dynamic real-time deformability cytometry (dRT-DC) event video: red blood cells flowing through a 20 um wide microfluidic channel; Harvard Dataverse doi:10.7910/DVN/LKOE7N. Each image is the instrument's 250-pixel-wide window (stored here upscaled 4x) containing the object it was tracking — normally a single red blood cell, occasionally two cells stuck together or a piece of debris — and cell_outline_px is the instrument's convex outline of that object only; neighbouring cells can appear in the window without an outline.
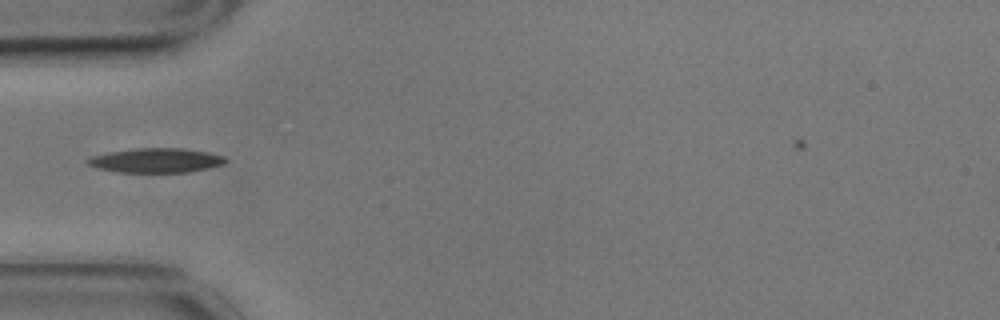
{"species": "common noctule bat (a hibernating species)", "species_latin": "Nyctalus noctula", "temperature_condition": "cold", "stored_images_in_passage": 6, "camera_frame_rate_fps": 3000, "um_per_image_px": 0.085, "animal": {"sex": "male", "body_mass_g": 17.9}, "frame": {"image": 1, "passage_image": 1, "time_ms": 0.0, "image_size_px": [1000, 320], "cell_outline_px": [[228, 160], [224, 164], [208, 168], [188, 172], [120, 172], [96, 168], [84, 164], [84, 160], [92, 156], [108, 152], [136, 148], [180, 148], [208, 152], [224, 156]], "centroid_in_image_um": [13.23, 13.63], "position_along_channel_um": 71.8, "area_um2": 19.77}}